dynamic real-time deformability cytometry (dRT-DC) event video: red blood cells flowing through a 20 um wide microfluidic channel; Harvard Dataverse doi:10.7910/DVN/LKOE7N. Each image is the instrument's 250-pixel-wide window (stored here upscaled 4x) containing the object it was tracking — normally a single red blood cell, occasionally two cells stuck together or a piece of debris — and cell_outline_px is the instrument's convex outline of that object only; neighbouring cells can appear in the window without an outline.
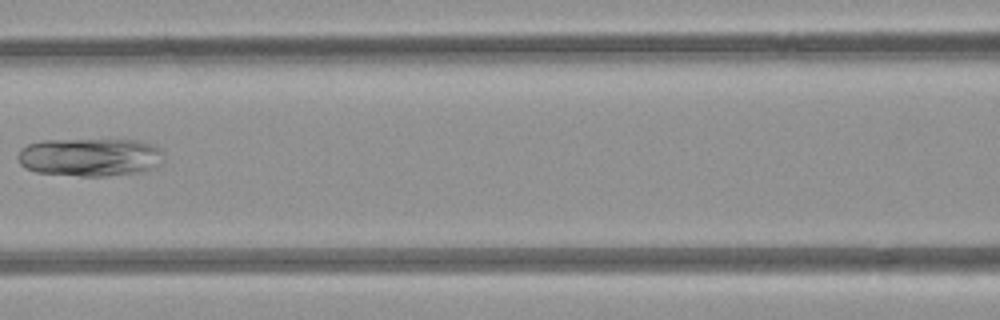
{"species": "common noctule bat (a hibernating species)", "species_latin": "Nyctalus noctula", "temperature_condition": "room temperature", "stored_images_in_passage": 7, "camera_frame_rate_fps": 3000, "um_per_image_px": 0.085, "animal": {"sex": "female", "body_mass_g": 21.9}, "frame": {"image": 1, "passage_image": 7, "time_ms": 7.0, "image_size_px": [1000, 320], "cell_outline_px": [[164, 160], [160, 168], [144, 172], [108, 176], [80, 176], [36, 172], [24, 168], [20, 164], [20, 148], [28, 144], [40, 140], [136, 140], [152, 144], [164, 152]], "centroid_in_image_um": [7.73, 13.37], "position_along_channel_um": 158.9, "area_um2": 33.0}}